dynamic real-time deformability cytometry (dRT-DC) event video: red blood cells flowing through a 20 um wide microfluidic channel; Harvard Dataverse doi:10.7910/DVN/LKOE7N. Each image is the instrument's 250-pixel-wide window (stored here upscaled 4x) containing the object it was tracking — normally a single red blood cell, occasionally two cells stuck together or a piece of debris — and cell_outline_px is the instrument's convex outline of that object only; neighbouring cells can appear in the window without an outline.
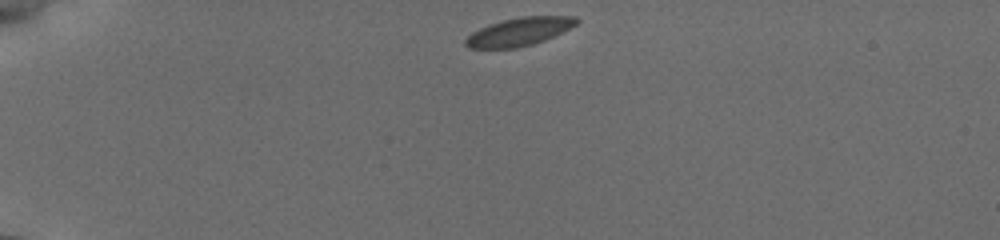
{"species": "common noctule bat (a hibernating species)", "species_latin": "Nyctalus noctula", "temperature_condition": "cold", "stored_images_in_passage": 35, "camera_frame_rate_fps": 3000, "um_per_image_px": 0.085, "animal": {"sex": "female", "body_mass_g": 19.5, "forearm_length_mm": 54.1}, "frame": {"image": 1, "passage_image": 1, "time_ms": 0.0, "image_size_px": [1000, 240], "cell_outline_px": [[580, 20], [576, 24], [544, 40], [532, 44], [516, 48], [468, 48], [464, 44], [464, 40], [472, 32], [488, 24], [520, 16], [576, 16]], "centroid_in_image_um": [44.09, 2.69], "position_along_channel_um": 40.9, "area_um2": 18.03}}
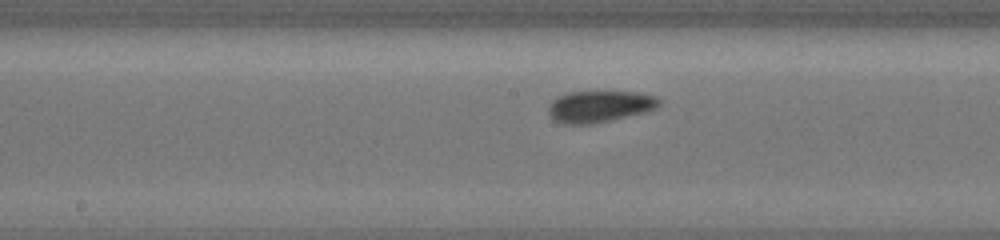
{"frame": {"image": 2, "passage_image": 14, "time_ms": 5.667, "image_size_px": [1000, 240], "cell_outline_px": [[660, 104], [656, 108], [644, 112], [592, 124], [564, 124], [556, 120], [548, 112], [548, 104], [556, 96], [568, 92], [640, 92], [656, 96], [660, 100]], "centroid_in_image_um": [50.95, 9.03], "position_along_channel_um": 197.3, "area_um2": 20.29}}
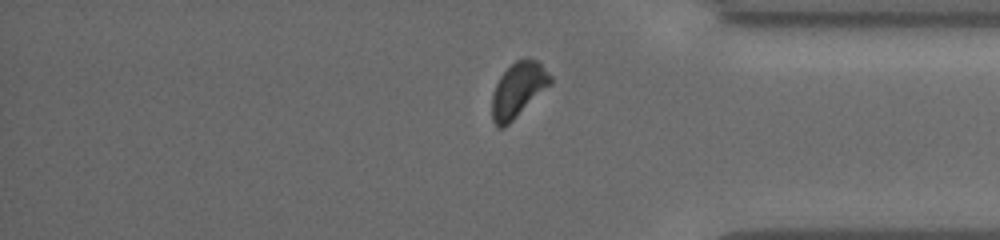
{"frame": {"image": 3, "passage_image": 31, "time_ms": 11.0, "image_size_px": [1000, 240], "cell_outline_px": [[552, 84], [508, 124], [500, 128], [496, 128], [492, 120], [492, 92], [500, 76], [516, 60], [524, 56], [528, 56], [536, 60], [552, 76]], "centroid_in_image_um": [44.04, 7.61], "position_along_channel_um": 391.2, "area_um2": 18.73}, "authors_computed_cell_mechanics": {"area_um2": 19.1896, "velocity_mm_per_s": 3.7885, "shape_relaxation_time_tau1_ms": 3.4927, "shape_relaxation_time_tau2_ms": 2.3714, "deformation_change_tau1": 0.0517, "deformation_change_tau2": 0.0589}}